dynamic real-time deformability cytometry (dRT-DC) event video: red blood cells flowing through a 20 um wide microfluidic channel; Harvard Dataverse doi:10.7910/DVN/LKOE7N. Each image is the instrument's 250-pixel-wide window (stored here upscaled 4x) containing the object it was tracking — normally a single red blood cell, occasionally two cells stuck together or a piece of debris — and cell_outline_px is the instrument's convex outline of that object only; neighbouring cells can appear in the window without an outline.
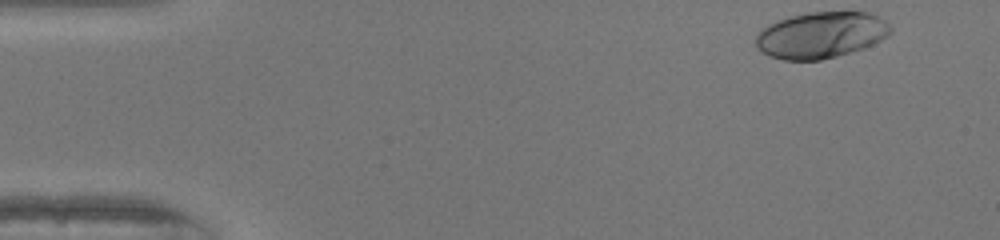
{"species": "human", "species_latin": "Homo sapiens", "temperature_condition": "warm", "stored_images_in_passage": 38, "camera_frame_rate_fps": 3000, "um_per_image_px": 0.085, "donor": {"sex": "female"}, "frame": {"image": 1, "passage_image": 1, "time_ms": 0.0, "image_size_px": [1000, 240], "cell_outline_px": [[892, 32], [888, 36], [864, 48], [836, 56], [820, 60], [784, 60], [772, 56], [756, 48], [756, 36], [768, 24], [776, 20], [808, 12], [868, 12], [884, 20], [892, 28]], "centroid_in_image_um": [69.79, 2.97], "position_along_channel_um": 15.2, "area_um2": 36.13}}
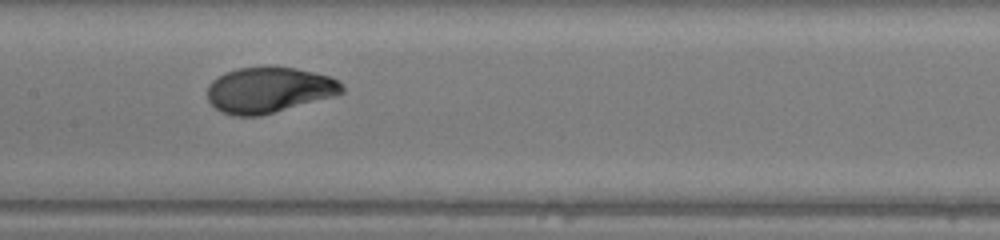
{"frame": {"image": 2, "passage_image": 22, "time_ms": 7.0, "image_size_px": [1000, 240], "cell_outline_px": [[344, 92], [336, 96], [260, 116], [232, 116], [220, 112], [208, 100], [208, 84], [216, 76], [224, 72], [236, 68], [296, 68], [332, 76], [344, 84]], "centroid_in_image_um": [22.88, 7.66], "position_along_channel_um": 184.5, "area_um2": 36.07}}
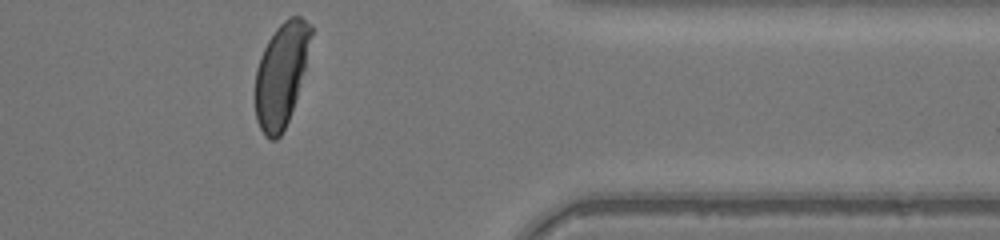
{"frame": {"image": 3, "passage_image": 38, "time_ms": 12.333, "image_size_px": [1000, 240], "cell_outline_px": [[312, 32], [304, 68], [296, 96], [288, 120], [280, 136], [276, 140], [268, 140], [264, 136], [256, 120], [256, 68], [260, 56], [268, 40], [276, 28], [288, 16], [300, 16], [312, 24]], "centroid_in_image_um": [23.88, 6.32], "position_along_channel_um": 387.5, "area_um2": 33.18}, "authors_computed_cell_mechanics": {"area_um2": 36.125, "velocity_mm_per_s": 4.1398, "shape_relaxation_time_tau1_ms": 3.2748, "shape_relaxation_time_tau2_ms": null, "deformation_change_tau1": 0.2064, "deformation_change_tau2": null}}